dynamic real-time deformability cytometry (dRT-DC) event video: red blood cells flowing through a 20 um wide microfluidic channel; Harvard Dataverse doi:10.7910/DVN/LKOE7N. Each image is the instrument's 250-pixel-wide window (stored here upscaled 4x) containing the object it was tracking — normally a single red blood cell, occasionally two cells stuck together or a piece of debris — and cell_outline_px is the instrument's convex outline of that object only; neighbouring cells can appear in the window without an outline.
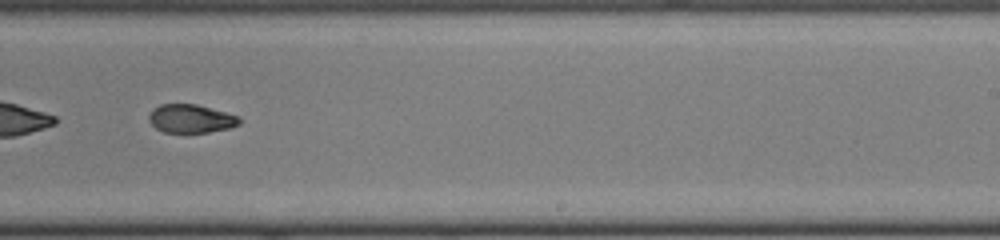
{"species": "common noctule bat (a hibernating species)", "species_latin": "Nyctalus noctula", "temperature_condition": "cold", "stored_images_in_passage": 46, "segment_of_instrument_passage": [2, 2], "camera_frame_rate_fps": 3000, "um_per_image_px": 0.085, "animal": {"sex": "female", "body_mass_g": 22.0, "forearm_length_mm": 56.7}, "frame": {"image": 1, "passage_image": 29, "time_ms": 9.333, "image_size_px": [1000, 240], "cell_outline_px": [[244, 120], [240, 124], [232, 128], [208, 132], [164, 132], [156, 128], [148, 120], [148, 116], [152, 108], [160, 104], [196, 104], [240, 116]], "centroid_in_image_um": [16.26, 10.08], "position_along_channel_um": 272.7, "area_um2": 15.2}}
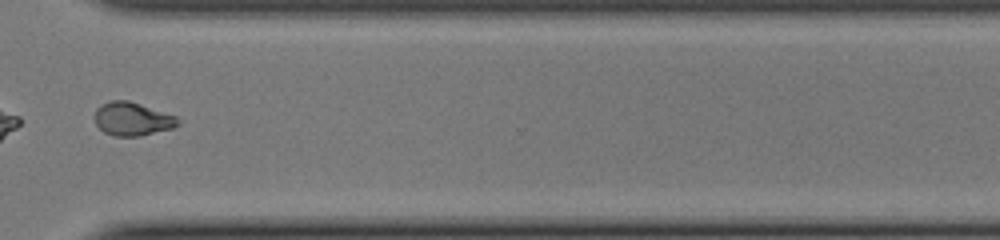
{"frame": {"image": 2, "passage_image": 35, "time_ms": 11.333, "image_size_px": [1000, 240], "cell_outline_px": [[180, 124], [172, 128], [140, 136], [112, 136], [104, 132], [96, 124], [96, 108], [100, 104], [108, 100], [128, 100], [176, 116], [180, 120]], "centroid_in_image_um": [11.24, 10.11], "position_along_channel_um": 359.4, "area_um2": 16.18}}